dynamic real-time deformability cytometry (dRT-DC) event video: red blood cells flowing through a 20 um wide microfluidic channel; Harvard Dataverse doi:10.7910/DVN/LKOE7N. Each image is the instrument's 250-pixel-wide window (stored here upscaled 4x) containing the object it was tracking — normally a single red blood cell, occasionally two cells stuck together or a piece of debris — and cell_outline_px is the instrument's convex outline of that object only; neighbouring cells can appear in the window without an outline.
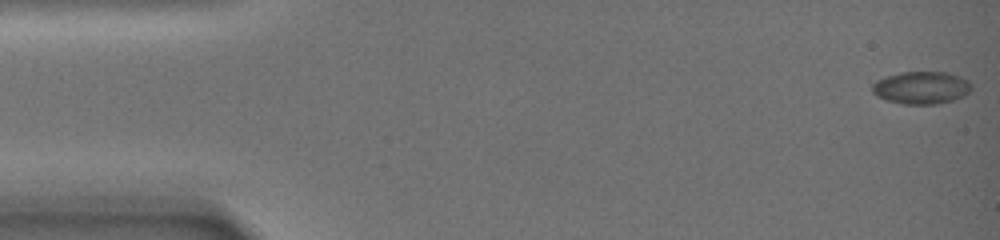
{"species": "common noctule bat (a hibernating species)", "species_latin": "Nyctalus noctula", "temperature_condition": "warm", "stored_images_in_passage": 14, "camera_frame_rate_fps": 3000, "um_per_image_px": 0.085, "animal": {"sex": "female", "body_mass_g": 19.0, "forearm_length_mm": 51.5}, "frame": {"image": 1, "passage_image": 1, "time_ms": 0.0, "image_size_px": [1000, 240], "cell_outline_px": [[972, 88], [964, 96], [940, 104], [904, 104], [884, 100], [876, 96], [872, 92], [872, 84], [876, 80], [884, 76], [900, 72], [948, 72], [960, 76], [968, 80], [972, 84]], "centroid_in_image_um": [78.3, 7.45], "position_along_channel_um": 6.7, "area_um2": 19.13}}
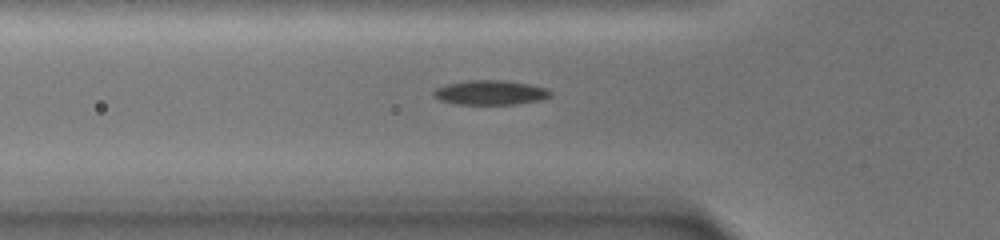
{"frame": {"image": 2, "passage_image": 10, "time_ms": 8.333, "image_size_px": [1000, 240], "cell_outline_px": [[552, 96], [540, 100], [516, 104], [456, 104], [440, 100], [432, 92], [436, 88], [448, 84], [468, 80], [504, 80], [528, 84], [548, 88], [552, 92]], "centroid_in_image_um": [41.72, 7.86], "position_along_channel_um": 84.1, "area_um2": 16.65}}
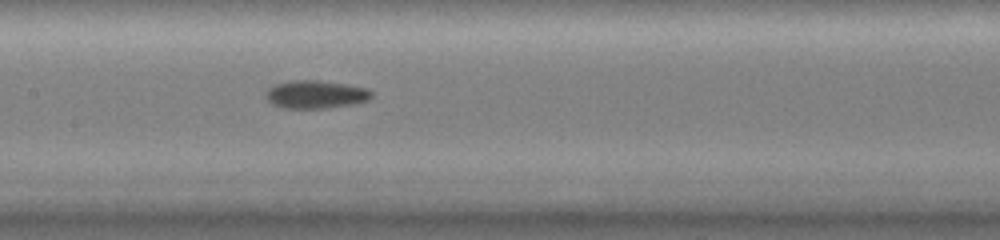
{"frame": {"image": 3, "passage_image": 14, "time_ms": 12.0, "image_size_px": [1000, 240], "cell_outline_px": [[372, 96], [368, 100], [356, 104], [328, 108], [284, 108], [272, 104], [264, 96], [264, 92], [268, 88], [276, 84], [292, 80], [316, 80], [344, 84], [368, 88], [372, 92]], "centroid_in_image_um": [26.82, 8.03], "position_along_channel_um": 180.6, "area_um2": 17.4}}